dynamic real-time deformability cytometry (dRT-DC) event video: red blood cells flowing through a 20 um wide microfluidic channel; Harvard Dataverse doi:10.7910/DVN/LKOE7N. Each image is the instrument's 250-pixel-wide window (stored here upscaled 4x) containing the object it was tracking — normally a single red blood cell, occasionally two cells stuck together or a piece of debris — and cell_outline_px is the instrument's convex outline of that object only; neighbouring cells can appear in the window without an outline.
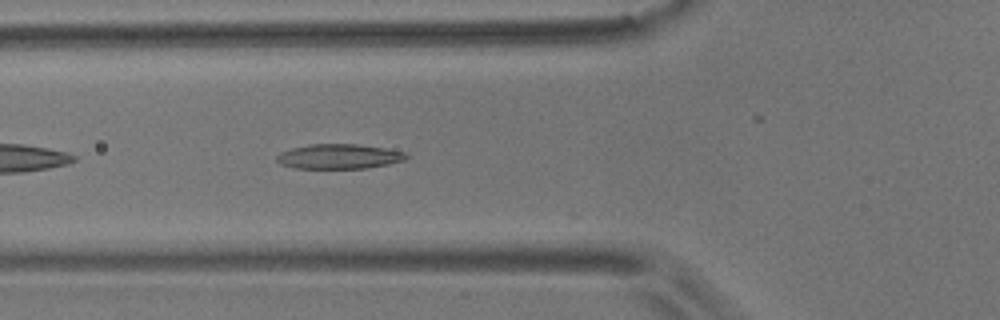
{"species": "common noctule bat (a hibernating species)", "species_latin": "Nyctalus noctula", "temperature_condition": "room temperature", "stored_images_in_passage": 13, "camera_frame_rate_fps": 3000, "um_per_image_px": 0.085, "animal": {"sex": "male", "body_mass_g": 17.9}, "frame": {"image": 1, "passage_image": 6, "time_ms": 1.667, "image_size_px": [1000, 320], "cell_outline_px": [[408, 156], [404, 160], [388, 164], [368, 168], [292, 168], [280, 164], [276, 160], [276, 156], [280, 152], [292, 148], [312, 144], [356, 144], [384, 148], [408, 152]], "centroid_in_image_um": [28.81, 13.3], "position_along_channel_um": 97.0, "area_um2": 18.73}}
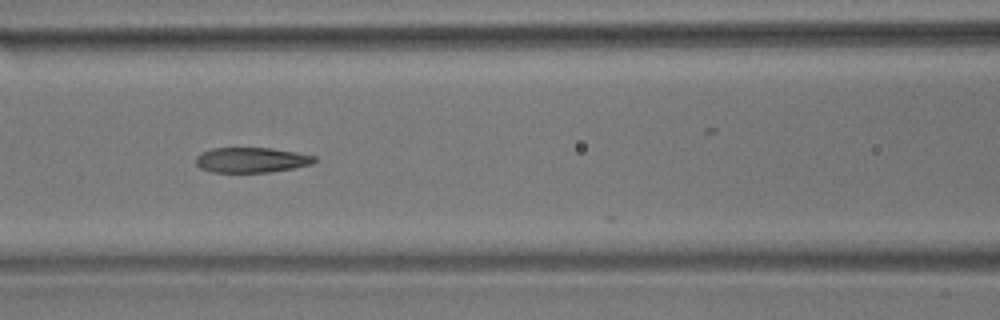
{"frame": {"image": 2, "passage_image": 10, "time_ms": 3.0, "image_size_px": [1000, 320], "cell_outline_px": [[316, 160], [312, 164], [292, 168], [268, 172], [212, 172], [200, 168], [196, 164], [196, 156], [200, 152], [212, 148], [272, 148], [296, 152], [316, 156]], "centroid_in_image_um": [21.35, 13.59], "position_along_channel_um": 145.3, "area_um2": 17.4}}